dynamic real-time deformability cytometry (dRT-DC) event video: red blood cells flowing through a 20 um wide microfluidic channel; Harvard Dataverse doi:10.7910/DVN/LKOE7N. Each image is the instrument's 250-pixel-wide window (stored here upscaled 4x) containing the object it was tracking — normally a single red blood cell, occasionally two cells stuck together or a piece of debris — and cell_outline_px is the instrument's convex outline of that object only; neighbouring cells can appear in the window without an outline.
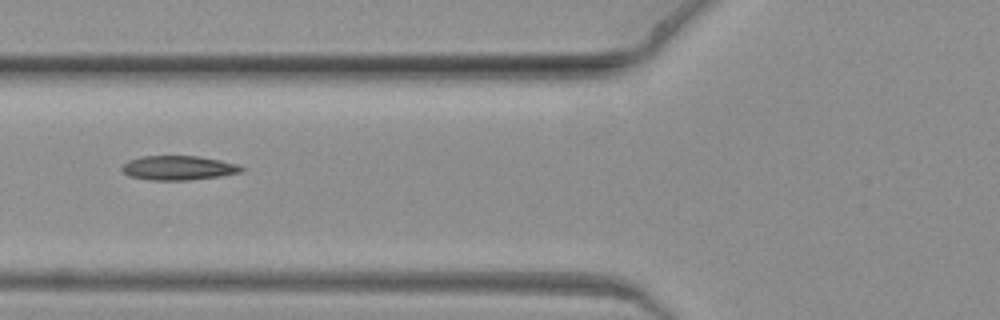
{"species": "common noctule bat (a hibernating species)", "species_latin": "Nyctalus noctula", "temperature_condition": "warm", "stored_images_in_passage": 7, "camera_frame_rate_fps": 3000, "um_per_image_px": 0.085, "animal": {"sex": "female", "body_mass_g": 19.3, "forearm_length_mm": 54.1}, "frame": {"image": 1, "passage_image": 6, "time_ms": 1.667, "image_size_px": [1000, 320], "cell_outline_px": [[244, 168], [240, 172], [220, 176], [188, 180], [148, 180], [128, 176], [120, 168], [128, 160], [140, 156], [200, 156], [220, 160], [236, 164]], "centroid_in_image_um": [15.11, 14.27], "position_along_channel_um": 110.7, "area_um2": 16.94}}